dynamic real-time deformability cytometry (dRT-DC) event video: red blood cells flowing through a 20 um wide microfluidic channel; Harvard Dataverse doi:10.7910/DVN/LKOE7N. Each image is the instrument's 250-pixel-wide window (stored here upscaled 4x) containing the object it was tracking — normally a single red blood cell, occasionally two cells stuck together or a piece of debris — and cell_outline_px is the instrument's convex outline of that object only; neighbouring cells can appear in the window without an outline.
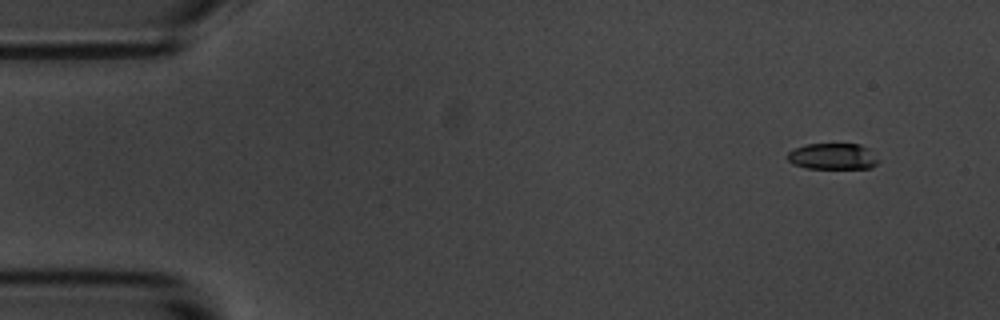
{"species": "common noctule bat (a hibernating species)", "species_latin": "Nyctalus noctula", "temperature_condition": "room temperature", "stored_images_in_passage": 10, "camera_frame_rate_fps": 3000, "um_per_image_px": 0.085, "animal": {"sex": "male", "body_mass_g": 20.1, "forearm_length_mm": 53.5}, "frame": {"image": 1, "passage_image": 1, "time_ms": 0.0, "image_size_px": [1000, 320], "cell_outline_px": [[880, 160], [872, 168], [804, 168], [792, 164], [788, 160], [788, 152], [796, 148], [808, 144], [860, 144], [868, 148]], "centroid_in_image_um": [70.8, 13.3], "position_along_channel_um": 14.2, "area_um2": 13.87}}
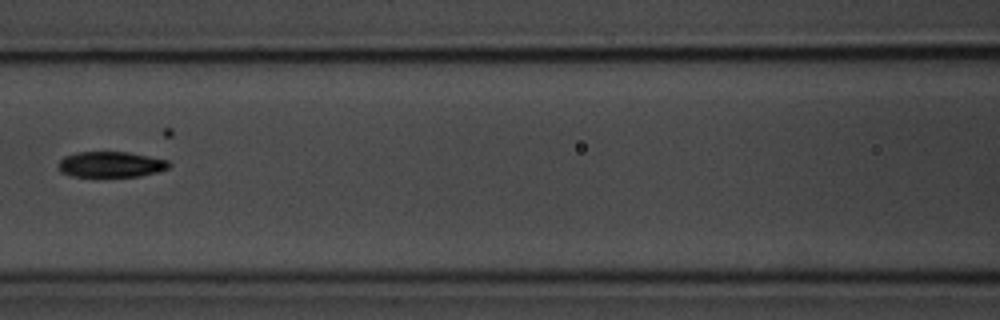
{"frame": {"image": 2, "passage_image": 7, "time_ms": 7.0, "image_size_px": [1000, 320], "cell_outline_px": [[172, 164], [168, 168], [156, 172], [140, 176], [72, 176], [60, 172], [56, 164], [64, 156], [76, 152], [128, 152], [168, 160]], "centroid_in_image_um": [9.39, 13.97], "position_along_channel_um": 157.2, "area_um2": 16.59}}
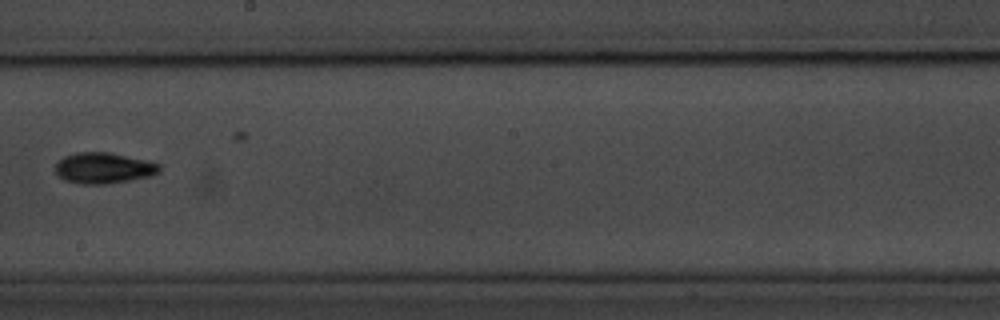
{"frame": {"image": 3, "passage_image": 9, "time_ms": 9.333, "image_size_px": [1000, 320], "cell_outline_px": [[160, 172], [152, 176], [104, 184], [84, 184], [64, 180], [56, 172], [56, 164], [64, 156], [76, 152], [108, 152], [144, 160], [160, 164]], "centroid_in_image_um": [8.81, 14.28], "position_along_channel_um": 239.4, "area_um2": 18.5}}